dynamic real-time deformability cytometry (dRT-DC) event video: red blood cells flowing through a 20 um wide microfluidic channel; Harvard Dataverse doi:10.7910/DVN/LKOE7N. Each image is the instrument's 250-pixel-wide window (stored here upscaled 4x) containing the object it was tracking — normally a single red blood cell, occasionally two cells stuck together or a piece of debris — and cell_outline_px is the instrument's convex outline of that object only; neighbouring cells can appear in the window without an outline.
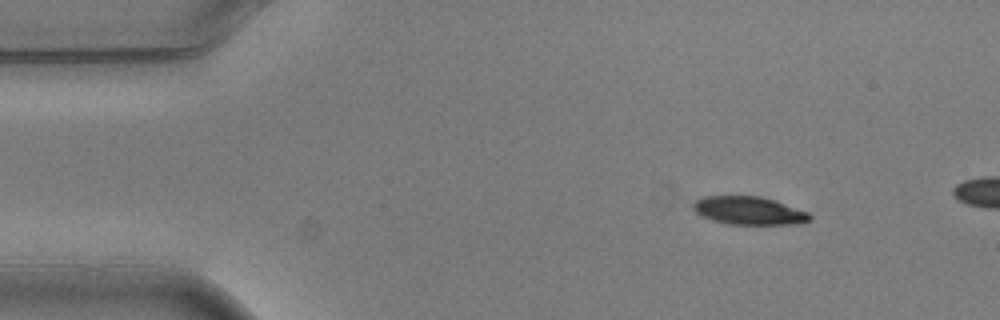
{"species": "common noctule bat (a hibernating species)", "species_latin": "Nyctalus noctula", "temperature_condition": "warm", "stored_images_in_passage": 4, "camera_frame_rate_fps": 3000, "um_per_image_px": 0.085, "animal": {"sex": "male", "body_mass_g": 20.5, "forearm_length_mm": 52.5}, "frame": {"image": 1, "passage_image": 2, "time_ms": 0.333, "image_size_px": [1000, 320], "cell_outline_px": [[812, 220], [800, 224], [728, 224], [712, 220], [696, 212], [692, 208], [692, 204], [696, 200], [704, 196], [760, 196], [808, 212], [812, 216]], "centroid_in_image_um": [63.66, 17.91], "position_along_channel_um": 21.3, "area_um2": 18.96}}